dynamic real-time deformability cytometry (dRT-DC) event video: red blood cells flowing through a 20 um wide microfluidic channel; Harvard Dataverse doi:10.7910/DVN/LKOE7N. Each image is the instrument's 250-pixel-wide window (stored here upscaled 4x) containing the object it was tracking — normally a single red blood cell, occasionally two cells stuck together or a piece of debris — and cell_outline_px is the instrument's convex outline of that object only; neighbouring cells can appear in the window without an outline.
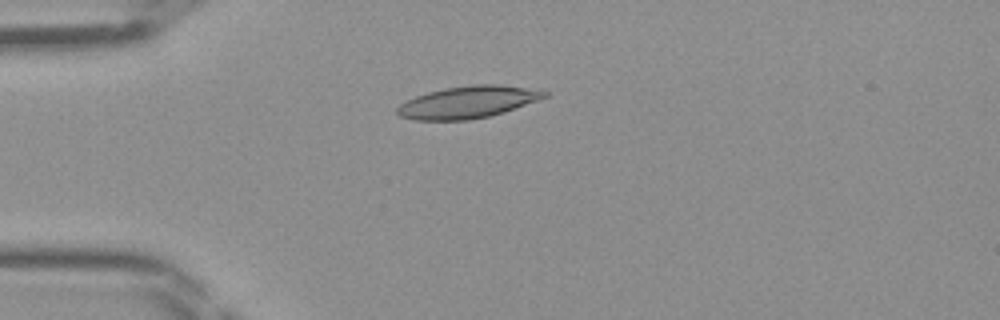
{"species": "Egyptian fruit bat (a non-hibernating species)", "species_latin": "Rousettus aegyptiacus", "temperature_condition": "room temperature", "stored_images_in_passage": 35, "camera_frame_rate_fps": 3000, "um_per_image_px": 0.085, "frame": {"image": 1, "passage_image": 1, "time_ms": 0.0, "image_size_px": [1000, 320], "cell_outline_px": [[548, 96], [504, 112], [488, 116], [468, 120], [412, 120], [400, 116], [396, 112], [396, 108], [400, 104], [416, 96], [428, 92], [444, 88], [472, 84], [500, 84], [540, 88], [548, 92]], "centroid_in_image_um": [39.81, 8.66], "position_along_channel_um": 45.2, "area_um2": 27.74}}
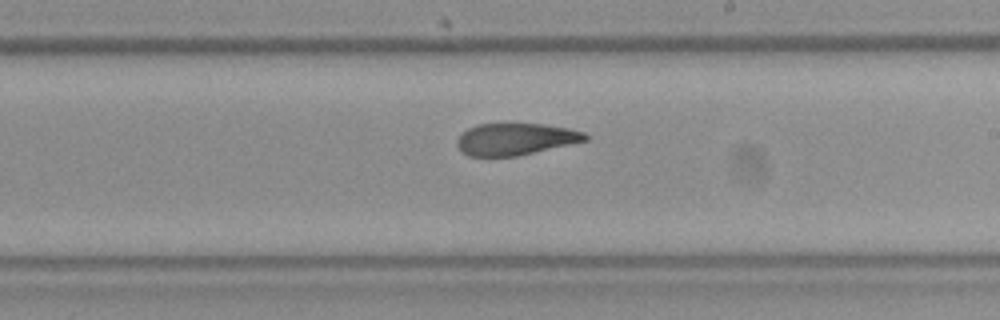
{"frame": {"image": 2, "passage_image": 16, "time_ms": 5.0, "image_size_px": [1000, 320], "cell_outline_px": [[592, 136], [588, 140], [516, 156], [468, 156], [456, 144], [456, 140], [468, 128], [476, 124], [544, 124], [568, 128], [584, 132]], "centroid_in_image_um": [43.85, 11.82], "position_along_channel_um": 245.2, "area_um2": 23.64}}
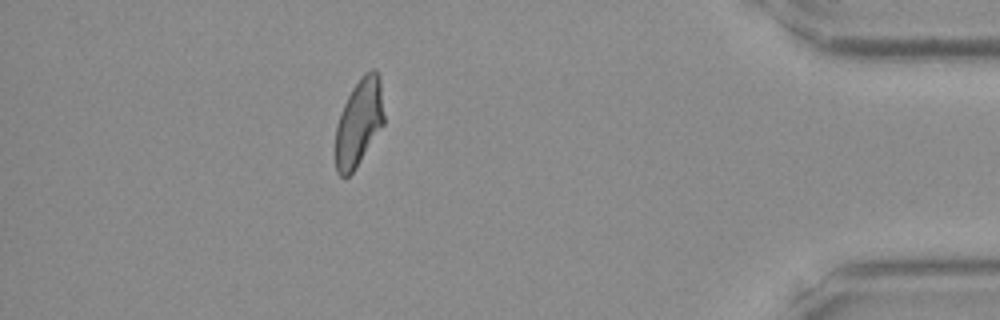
{"frame": {"image": 3, "passage_image": 30, "time_ms": 9.667, "image_size_px": [1000, 320], "cell_outline_px": [[384, 124], [356, 168], [348, 176], [340, 176], [336, 172], [336, 124], [340, 112], [352, 88], [364, 72], [372, 68], [376, 68], [380, 76], [384, 116]], "centroid_in_image_um": [30.52, 10.37], "position_along_channel_um": 404.7, "area_um2": 24.8}}